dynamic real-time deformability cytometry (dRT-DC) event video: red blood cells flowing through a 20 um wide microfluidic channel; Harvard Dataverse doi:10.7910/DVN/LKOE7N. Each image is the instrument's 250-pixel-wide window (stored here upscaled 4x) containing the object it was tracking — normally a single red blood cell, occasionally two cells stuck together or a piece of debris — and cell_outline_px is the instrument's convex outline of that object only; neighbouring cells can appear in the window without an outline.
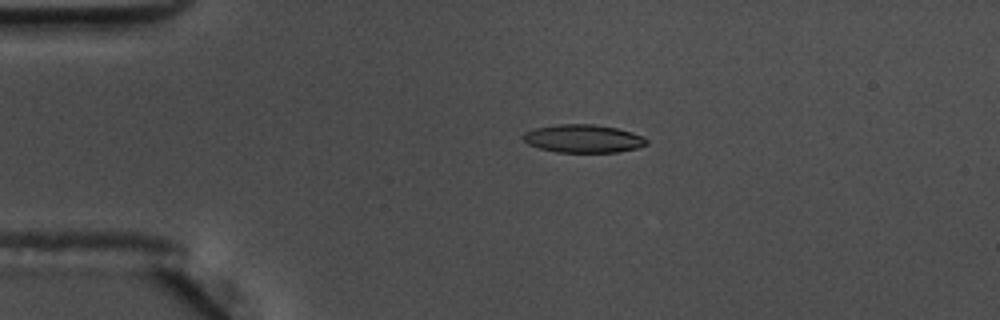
{"species": "common noctule bat (a hibernating species)", "species_latin": "Nyctalus noctula", "temperature_condition": "warm", "stored_images_in_passage": 57, "camera_frame_rate_fps": 3000, "um_per_image_px": 0.085, "animal": {"sex": "male", "body_mass_g": 17.5, "forearm_length_mm": 52.3}, "frame": {"image": 1, "passage_image": 13, "time_ms": 4.0, "image_size_px": [1000, 320], "cell_outline_px": [[648, 144], [636, 148], [620, 152], [556, 152], [540, 148], [528, 144], [520, 136], [524, 132], [536, 128], [556, 124], [596, 124], [616, 128], [632, 132], [648, 140]], "centroid_in_image_um": [49.55, 11.78], "position_along_channel_um": 35.4, "area_um2": 20.23}}
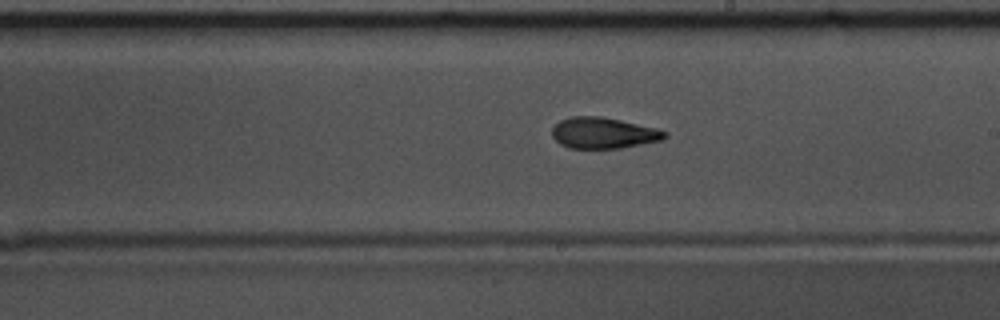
{"frame": {"image": 2, "passage_image": 33, "time_ms": 10.667, "image_size_px": [1000, 320], "cell_outline_px": [[668, 136], [660, 140], [620, 148], [568, 148], [560, 144], [552, 136], [552, 128], [560, 120], [568, 116], [600, 116], [620, 120], [656, 128], [668, 132]], "centroid_in_image_um": [51.26, 11.29], "position_along_channel_um": 237.7, "area_um2": 20.35}}
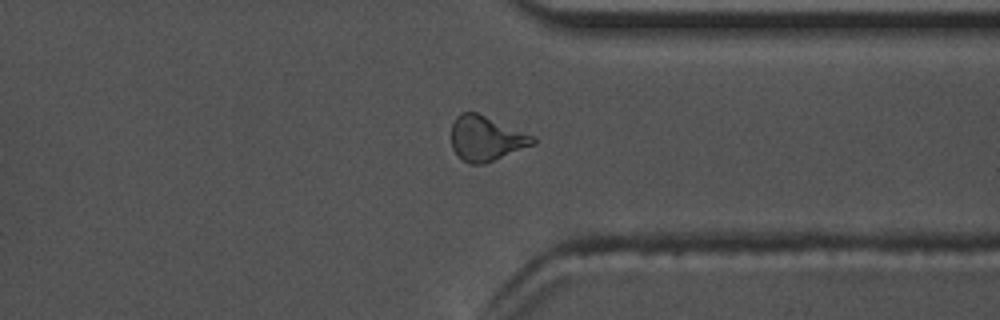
{"frame": {"image": 3, "passage_image": 44, "time_ms": 14.333, "image_size_px": [1000, 320], "cell_outline_px": [[536, 144], [484, 164], [468, 164], [452, 148], [452, 124], [456, 116], [460, 112], [476, 112], [536, 136]], "centroid_in_image_um": [41.35, 11.76], "position_along_channel_um": 370.1, "area_um2": 21.39}, "authors_computed_cell_mechanics": {"area_um2": 20.3456, "velocity_mm_per_s": 3.6337, "shape_relaxation_time_tau1_ms": 10.4843, "shape_relaxation_time_tau2_ms": 3.2735, "deformation_change_tau1": 0.262, "deformation_change_tau2": 0.1215}}